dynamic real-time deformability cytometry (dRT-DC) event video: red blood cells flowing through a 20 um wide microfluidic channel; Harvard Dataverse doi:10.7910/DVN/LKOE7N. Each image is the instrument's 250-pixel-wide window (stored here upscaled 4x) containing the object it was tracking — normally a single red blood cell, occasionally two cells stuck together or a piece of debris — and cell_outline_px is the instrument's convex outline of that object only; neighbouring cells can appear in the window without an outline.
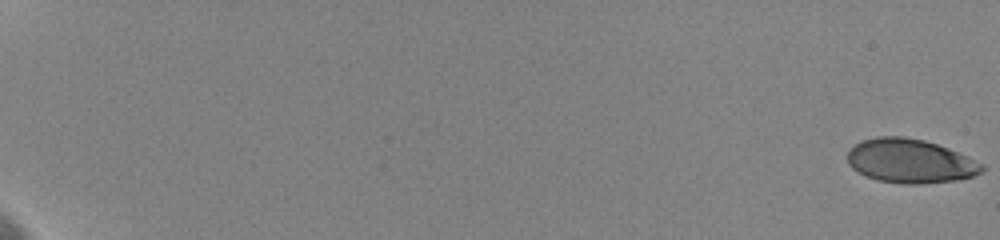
{"species": "human", "species_latin": "Homo sapiens", "temperature_condition": "cold", "stored_images_in_passage": 14, "camera_frame_rate_fps": 3000, "um_per_image_px": 0.085, "donor": {"sex": "female"}, "frame": {"image": 1, "passage_image": 1, "time_ms": 0.0, "image_size_px": [1000, 240], "cell_outline_px": [[984, 172], [972, 176], [956, 180], [920, 184], [900, 184], [876, 180], [864, 176], [852, 168], [848, 164], [848, 148], [860, 140], [880, 136], [904, 136], [924, 140], [948, 148], [984, 164]], "centroid_in_image_um": [77.33, 13.69], "position_along_channel_um": 7.7, "area_um2": 34.8}}
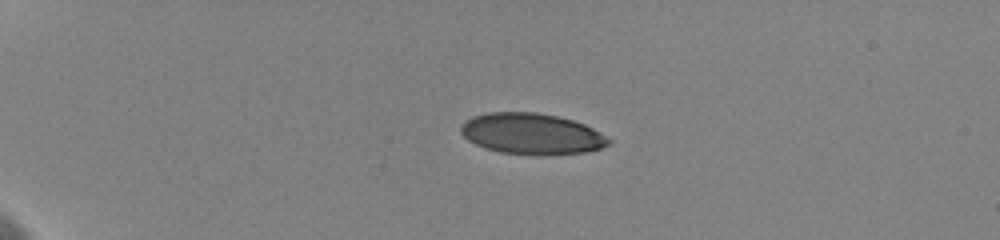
{"frame": {"image": 2, "passage_image": 7, "time_ms": 5.333, "image_size_px": [1000, 240], "cell_outline_px": [[612, 144], [600, 148], [584, 152], [500, 152], [476, 144], [468, 140], [460, 132], [460, 124], [472, 116], [488, 112], [536, 112], [556, 116], [572, 120], [584, 124], [600, 132], [612, 140]], "centroid_in_image_um": [45.17, 11.32], "position_along_channel_um": 39.8, "area_um2": 34.28}}
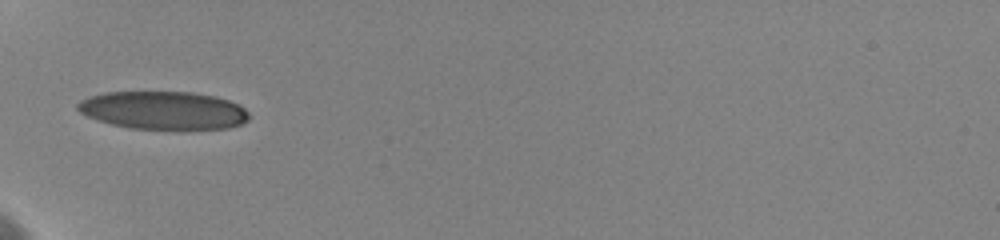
{"frame": {"image": 3, "passage_image": 10, "time_ms": 8.0, "image_size_px": [1000, 240], "cell_outline_px": [[248, 120], [244, 124], [228, 128], [128, 128], [96, 120], [80, 112], [76, 108], [76, 104], [80, 100], [88, 96], [104, 92], [192, 92], [216, 96], [240, 104], [248, 112]], "centroid_in_image_um": [13.88, 9.36], "position_along_channel_um": 71.1, "area_um2": 37.97}}